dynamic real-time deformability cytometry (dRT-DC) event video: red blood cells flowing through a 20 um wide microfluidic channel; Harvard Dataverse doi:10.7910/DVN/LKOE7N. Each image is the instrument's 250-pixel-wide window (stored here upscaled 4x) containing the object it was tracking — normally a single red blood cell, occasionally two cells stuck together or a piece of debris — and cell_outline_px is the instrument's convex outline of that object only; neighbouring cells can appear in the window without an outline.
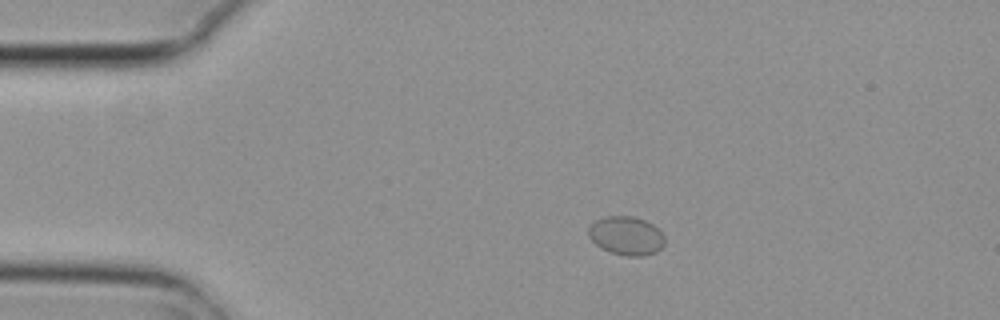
{"species": "common noctule bat (a hibernating species)", "species_latin": "Nyctalus noctula", "temperature_condition": "cold", "stored_images_in_passage": 7, "camera_frame_rate_fps": 3000, "um_per_image_px": 0.085, "animal": {"sex": "female", "body_mass_g": 29.2, "forearm_length_mm": 56.3}, "frame": {"image": 1, "passage_image": 3, "time_ms": 0.667, "image_size_px": [1000, 320], "cell_outline_px": [[664, 244], [656, 252], [644, 256], [624, 256], [612, 252], [596, 244], [588, 236], [588, 228], [596, 220], [604, 216], [632, 216], [644, 220], [652, 224], [664, 236]], "centroid_in_image_um": [53.23, 20.03], "position_along_channel_um": 31.8, "area_um2": 16.99}}
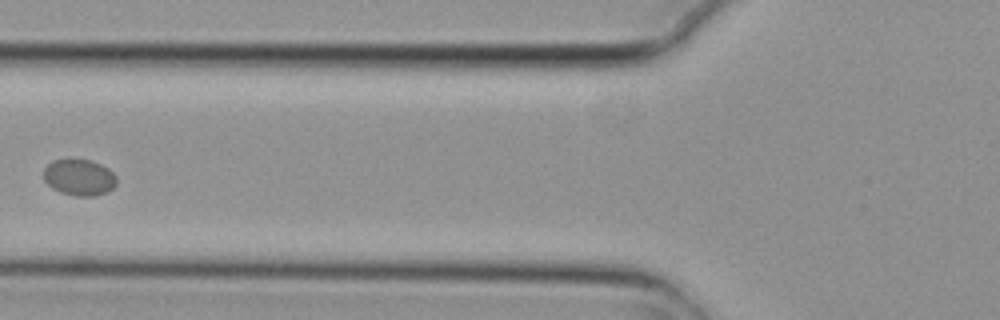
{"frame": {"image": 2, "passage_image": 6, "time_ms": 1.667, "image_size_px": [1000, 320], "cell_outline_px": [[116, 184], [108, 192], [96, 196], [76, 196], [60, 192], [52, 188], [44, 180], [44, 168], [52, 160], [68, 156], [92, 160], [108, 168], [116, 176]], "centroid_in_image_um": [6.72, 15.03], "position_along_channel_um": 119.1, "area_um2": 16.01}}
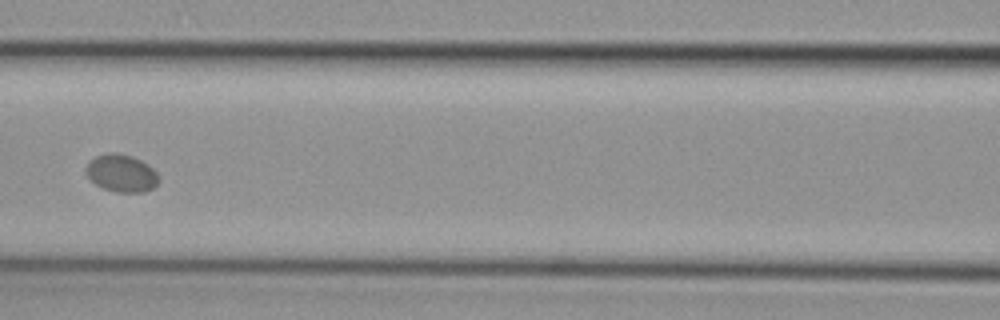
{"frame": {"image": 3, "passage_image": 7, "time_ms": 2.0, "image_size_px": [1000, 320], "cell_outline_px": [[160, 180], [152, 188], [144, 192], [116, 192], [104, 188], [88, 180], [84, 172], [84, 168], [88, 160], [96, 156], [108, 152], [116, 152], [132, 156], [148, 164], [156, 172]], "centroid_in_image_um": [10.27, 14.71], "position_along_channel_um": 156.3, "area_um2": 16.18}}